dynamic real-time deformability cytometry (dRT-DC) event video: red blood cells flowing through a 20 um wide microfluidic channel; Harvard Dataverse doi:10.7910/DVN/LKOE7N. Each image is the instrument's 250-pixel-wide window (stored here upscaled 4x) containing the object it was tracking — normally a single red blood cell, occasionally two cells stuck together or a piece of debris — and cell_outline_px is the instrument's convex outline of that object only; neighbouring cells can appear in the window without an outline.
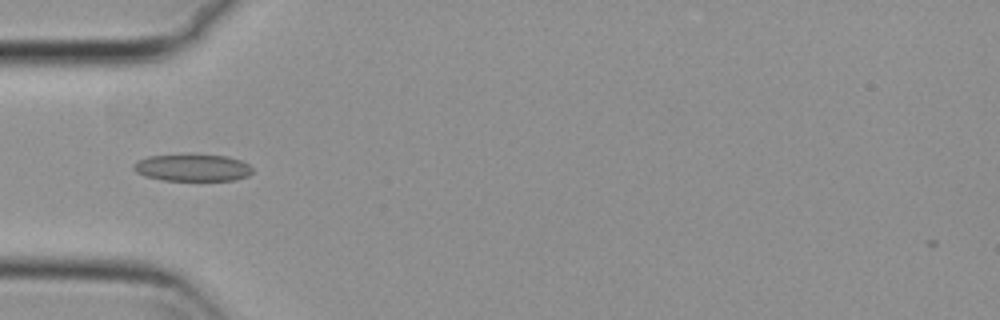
{"species": "common noctule bat (a hibernating species)", "species_latin": "Nyctalus noctula", "temperature_condition": "cold", "stored_images_in_passage": 38, "camera_frame_rate_fps": 3000, "um_per_image_px": 0.085, "animal": {"sex": "female", "body_mass_g": 29.2, "forearm_length_mm": 56.3}, "frame": {"image": 1, "passage_image": 1, "time_ms": 0.0, "image_size_px": [1000, 320], "cell_outline_px": [[252, 172], [248, 176], [236, 180], [160, 180], [144, 176], [136, 172], [132, 168], [132, 164], [148, 156], [228, 156], [240, 160], [248, 164], [252, 168]], "centroid_in_image_um": [16.36, 14.28], "position_along_channel_um": 68.6, "area_um2": 18.32}}
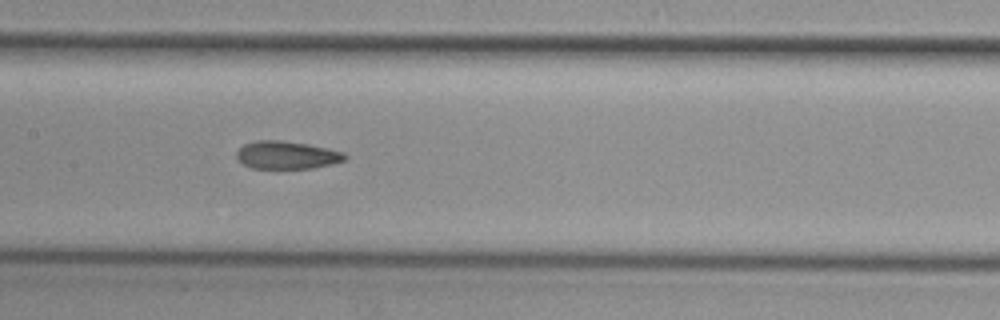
{"frame": {"image": 2, "passage_image": 10, "time_ms": 3.0, "image_size_px": [1000, 320], "cell_outline_px": [[348, 156], [344, 160], [336, 164], [312, 168], [252, 168], [236, 160], [236, 152], [244, 144], [256, 140], [280, 140], [308, 144], [328, 148], [344, 152]], "centroid_in_image_um": [24.39, 13.18], "position_along_channel_um": 183.0, "area_um2": 17.74}}
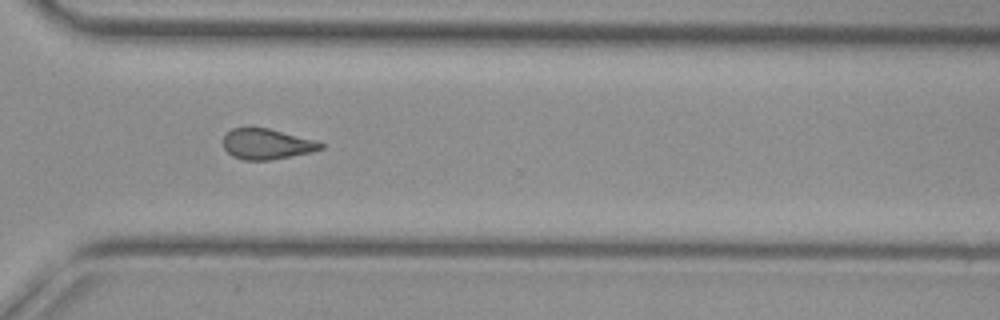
{"frame": {"image": 3, "passage_image": 23, "time_ms": 7.333, "image_size_px": [1000, 320], "cell_outline_px": [[324, 148], [312, 152], [292, 156], [268, 160], [244, 160], [232, 156], [224, 148], [224, 136], [232, 128], [268, 128], [316, 140], [324, 144]], "centroid_in_image_um": [22.7, 12.25], "position_along_channel_um": 347.9, "area_um2": 17.28}, "authors_computed_cell_mechanics": {"area_um2": 17.8891, "velocity_mm_per_s": 3.8212, "shape_relaxation_time_tau1_ms": null, "shape_relaxation_time_tau2_ms": 2.6058, "deformation_change_tau1": null, "deformation_change_tau2": 0.093}}